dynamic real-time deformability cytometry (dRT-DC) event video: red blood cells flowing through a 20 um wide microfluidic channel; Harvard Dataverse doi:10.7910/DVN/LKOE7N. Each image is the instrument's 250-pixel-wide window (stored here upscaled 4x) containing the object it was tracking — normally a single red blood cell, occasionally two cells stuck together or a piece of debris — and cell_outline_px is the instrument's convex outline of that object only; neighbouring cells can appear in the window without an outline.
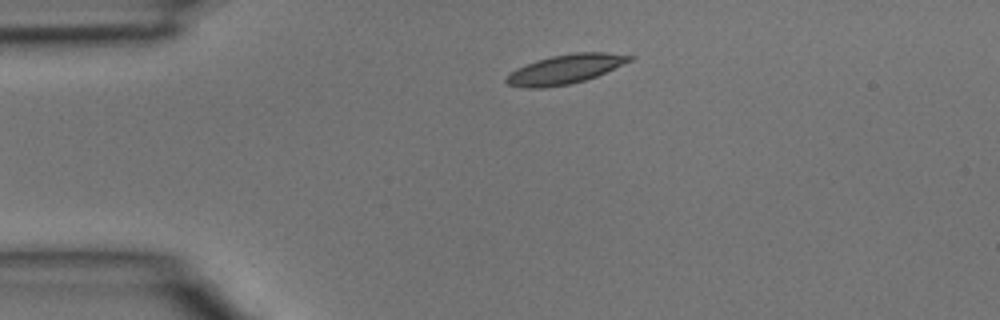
{"species": "common noctule bat (a hibernating species)", "species_latin": "Nyctalus noctula", "temperature_condition": "room temperature", "stored_images_in_passage": 36, "camera_frame_rate_fps": 3000, "um_per_image_px": 0.085, "animal": {"sex": "male", "body_mass_g": 15.6}, "frame": {"image": 1, "passage_image": 1, "time_ms": 0.0, "image_size_px": [1000, 320], "cell_outline_px": [[636, 56], [632, 60], [596, 76], [584, 80], [568, 84], [544, 88], [524, 88], [508, 84], [504, 80], [516, 68], [536, 60], [552, 56], [576, 52], [604, 52]], "centroid_in_image_um": [48.04, 5.88], "position_along_channel_um": 37.0, "area_um2": 20.81}}
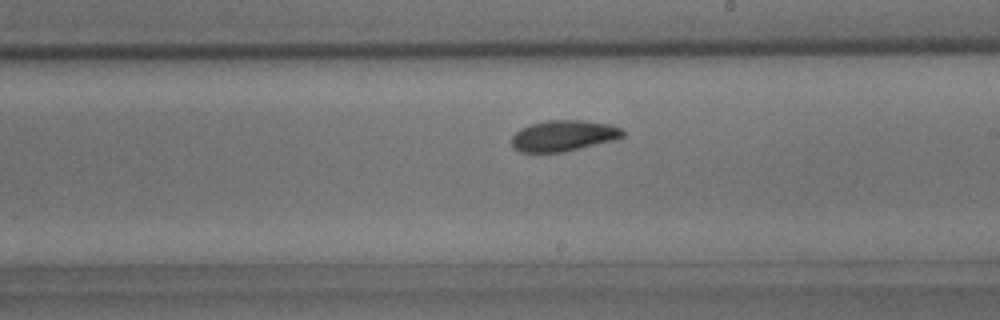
{"frame": {"image": 2, "passage_image": 17, "time_ms": 5.333, "image_size_px": [1000, 320], "cell_outline_px": [[624, 136], [612, 140], [564, 152], [520, 152], [512, 148], [512, 136], [520, 128], [532, 124], [548, 120], [584, 120], [612, 124], [624, 128]], "centroid_in_image_um": [47.91, 11.53], "position_along_channel_um": 241.1, "area_um2": 20.11}}
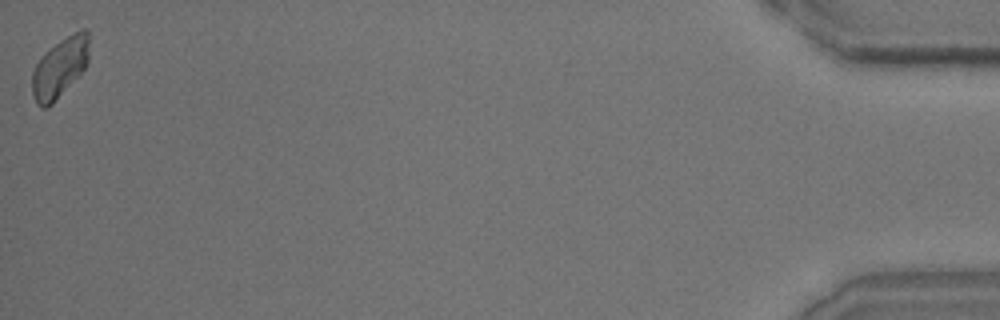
{"frame": {"image": 3, "passage_image": 36, "time_ms": 11.667, "image_size_px": [1000, 320], "cell_outline_px": [[88, 64], [52, 104], [48, 108], [40, 108], [36, 104], [32, 92], [32, 72], [40, 56], [44, 52], [60, 40], [84, 28], [88, 32]], "centroid_in_image_um": [5.05, 5.77], "position_along_channel_um": 430.1, "area_um2": 19.71}}